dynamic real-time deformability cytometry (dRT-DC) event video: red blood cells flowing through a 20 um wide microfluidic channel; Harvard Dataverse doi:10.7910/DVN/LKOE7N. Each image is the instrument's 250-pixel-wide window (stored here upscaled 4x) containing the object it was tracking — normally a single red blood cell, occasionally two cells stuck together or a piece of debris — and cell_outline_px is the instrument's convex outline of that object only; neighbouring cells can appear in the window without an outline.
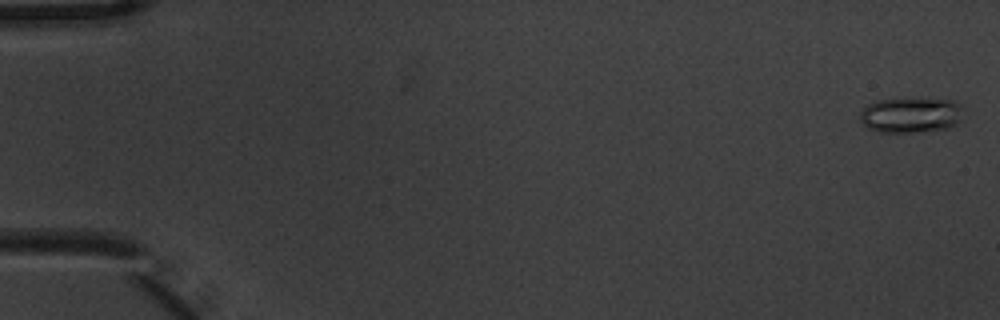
{"species": "common noctule bat (a hibernating species)", "species_latin": "Nyctalus noctula", "temperature_condition": "warm", "stored_images_in_passage": 7, "camera_frame_rate_fps": 3000, "um_per_image_px": 0.085, "animal": {"sex": "male", "body_mass_g": 20.1, "forearm_length_mm": 53.5}, "frame": {"image": 1, "passage_image": 1, "time_ms": 0.0, "image_size_px": [1000, 320], "cell_outline_px": [[964, 108], [960, 120], [944, 128], [916, 132], [880, 132], [868, 128], [860, 120], [860, 112], [868, 104], [876, 100], [896, 96], [952, 100], [960, 104]], "centroid_in_image_um": [77.38, 9.72], "position_along_channel_um": 7.6, "area_um2": 21.79}}
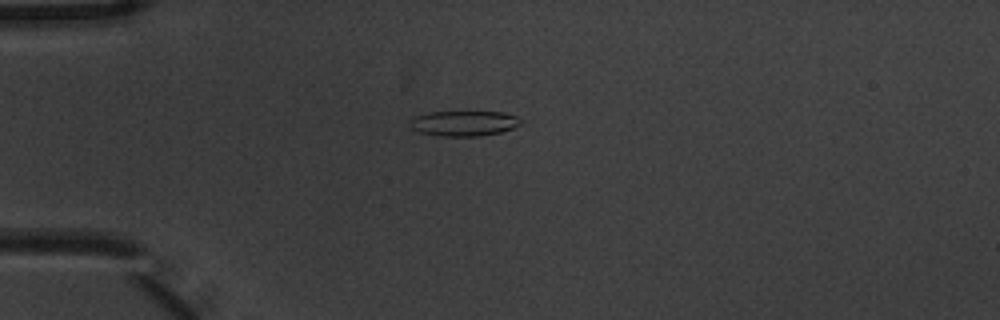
{"frame": {"image": 2, "passage_image": 5, "time_ms": 1.333, "image_size_px": [1000, 320], "cell_outline_px": [[520, 124], [512, 128], [500, 132], [480, 136], [440, 136], [420, 132], [412, 128], [408, 124], [408, 120], [412, 116], [428, 112], [504, 112], [516, 116], [520, 120]], "centroid_in_image_um": [39.36, 10.48], "position_along_channel_um": 45.6, "area_um2": 16.36}}